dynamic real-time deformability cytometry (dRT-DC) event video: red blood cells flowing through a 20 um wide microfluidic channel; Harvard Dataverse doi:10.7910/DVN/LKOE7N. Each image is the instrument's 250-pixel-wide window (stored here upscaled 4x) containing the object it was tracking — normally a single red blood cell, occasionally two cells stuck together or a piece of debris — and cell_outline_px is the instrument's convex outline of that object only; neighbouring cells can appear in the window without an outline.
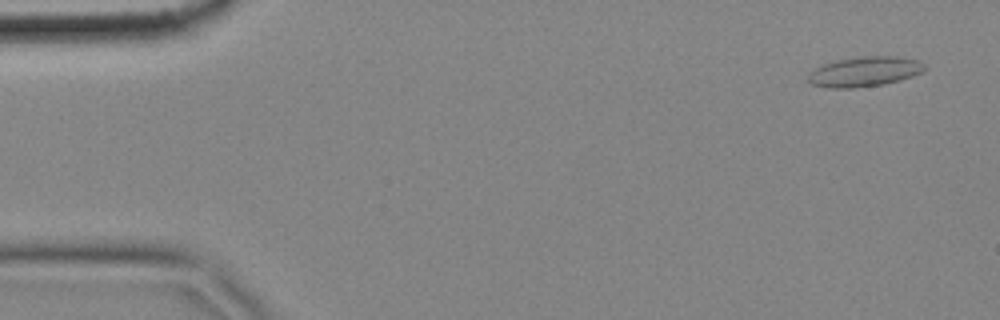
{"species": "common noctule bat (a hibernating species)", "species_latin": "Nyctalus noctula", "temperature_condition": "cold", "stored_images_in_passage": 56, "camera_frame_rate_fps": 3000, "um_per_image_px": 0.085, "animal": {"sex": "female", "body_mass_g": 18.4}, "frame": {"image": 1, "passage_image": 3, "time_ms": 0.667, "image_size_px": [1000, 320], "cell_outline_px": [[924, 68], [920, 72], [912, 76], [900, 80], [884, 84], [852, 88], [832, 88], [812, 84], [808, 80], [808, 76], [816, 68], [824, 64], [836, 60], [860, 56], [896, 56], [916, 60], [924, 64]], "centroid_in_image_um": [73.48, 6.08], "position_along_channel_um": 11.5, "area_um2": 20.0}}
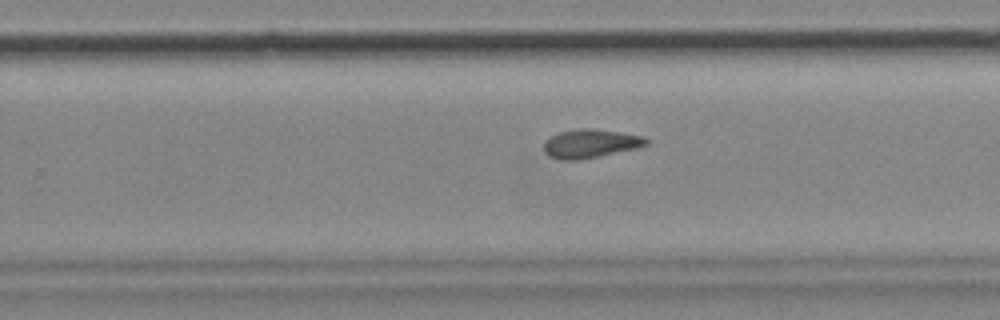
{"frame": {"image": 2, "passage_image": 36, "time_ms": 11.667, "image_size_px": [1000, 320], "cell_outline_px": [[648, 144], [636, 148], [580, 160], [560, 160], [548, 156], [544, 152], [544, 140], [560, 132], [576, 128], [592, 128], [644, 136], [648, 140]], "centroid_in_image_um": [50.15, 12.2], "position_along_channel_um": 279.7, "area_um2": 17.11}}
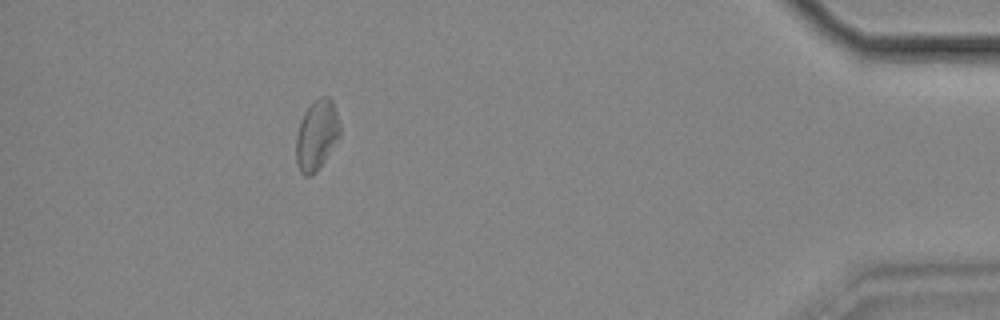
{"frame": {"image": 3, "passage_image": 52, "time_ms": 17.0, "image_size_px": [1000, 320], "cell_outline_px": [[340, 136], [316, 172], [312, 176], [304, 176], [300, 172], [296, 160], [296, 136], [300, 120], [304, 112], [320, 96], [328, 96], [332, 100], [340, 124]], "centroid_in_image_um": [26.91, 11.49], "position_along_channel_um": 408.3, "area_um2": 17.8}}